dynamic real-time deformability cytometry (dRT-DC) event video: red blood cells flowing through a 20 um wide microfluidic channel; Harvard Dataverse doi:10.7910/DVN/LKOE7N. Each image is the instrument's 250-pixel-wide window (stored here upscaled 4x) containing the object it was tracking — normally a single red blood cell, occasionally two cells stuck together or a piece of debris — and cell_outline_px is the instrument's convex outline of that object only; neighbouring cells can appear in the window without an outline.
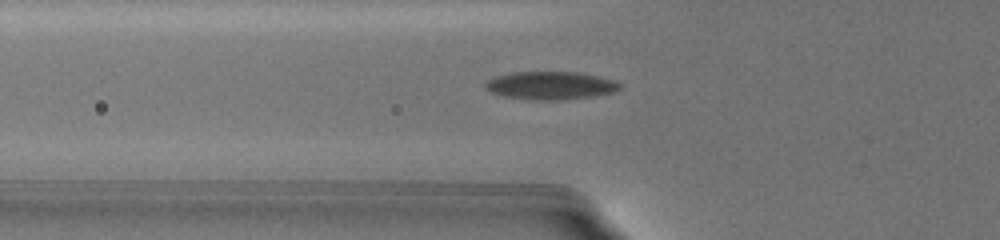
{"species": "common noctule bat (a hibernating species)", "species_latin": "Nyctalus noctula", "temperature_condition": "warm", "stored_images_in_passage": 60, "camera_frame_rate_fps": 3000, "um_per_image_px": 0.085, "animal": {"sex": "female", "body_mass_g": 19.5, "forearm_length_mm": 54.1}, "frame": {"image": 1, "passage_image": 4, "time_ms": 0.667, "image_size_px": [1000, 240], "cell_outline_px": [[620, 88], [612, 92], [564, 100], [528, 100], [504, 96], [492, 92], [484, 88], [484, 84], [488, 80], [496, 76], [512, 72], [576, 72], [616, 80], [620, 84]], "centroid_in_image_um": [46.75, 7.27], "position_along_channel_um": 79.1, "area_um2": 21.79}}
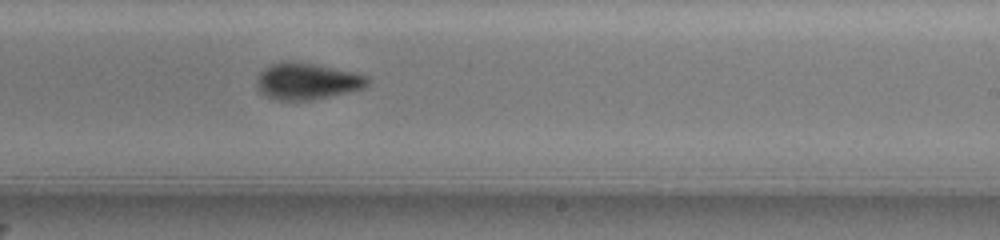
{"frame": {"image": 2, "passage_image": 30, "time_ms": 5.667, "image_size_px": [1000, 240], "cell_outline_px": [[372, 80], [364, 88], [348, 92], [312, 100], [276, 100], [260, 92], [256, 84], [260, 72], [264, 68], [272, 64], [312, 64], [352, 72], [368, 76]], "centroid_in_image_um": [26.14, 6.95], "position_along_channel_um": 262.9, "area_um2": 22.83}}
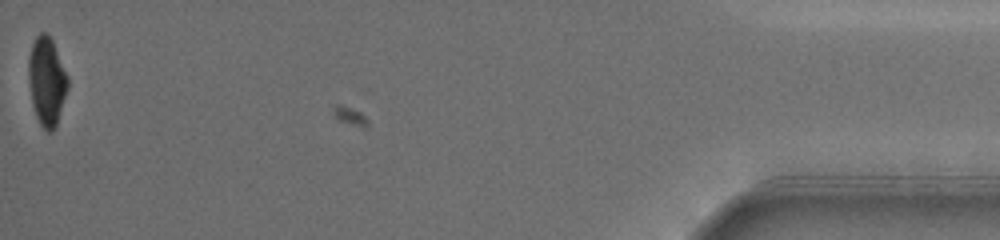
{"frame": {"image": 3, "passage_image": 59, "time_ms": 12.667, "image_size_px": [1000, 240], "cell_outline_px": [[68, 88], [56, 128], [52, 132], [48, 132], [40, 124], [36, 116], [32, 104], [28, 80], [28, 56], [32, 44], [36, 36], [40, 32], [48, 32], [52, 40], [68, 76]], "centroid_in_image_um": [3.97, 6.9], "position_along_channel_um": 431.2, "area_um2": 20.46}, "authors_computed_cell_mechanics": {"area_um2": 22.3975, "velocity_mm_per_s": 3.6617, "shape_relaxation_time_tau1_ms": 3.5935, "shape_relaxation_time_tau2_ms": 0.9426, "deformation_change_tau1": 0.162, "deformation_change_tau2": 0.0455}}